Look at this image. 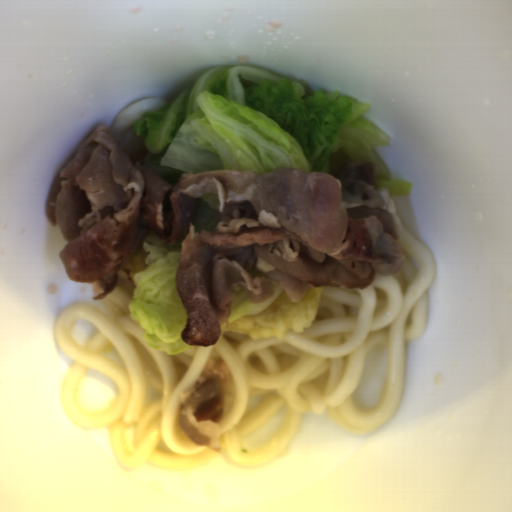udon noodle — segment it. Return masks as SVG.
<instances>
[{
  "mask_svg": "<svg viewBox=\"0 0 512 512\" xmlns=\"http://www.w3.org/2000/svg\"><path fill=\"white\" fill-rule=\"evenodd\" d=\"M165 105L166 101L158 98L143 99L131 104L118 114L109 129L123 144L128 156L148 155L145 138L139 137L134 132V123L145 111L157 110Z\"/></svg>",
  "mask_w": 512,
  "mask_h": 512,
  "instance_id": "a0691cae",
  "label": "udon noodle"
},
{
  "mask_svg": "<svg viewBox=\"0 0 512 512\" xmlns=\"http://www.w3.org/2000/svg\"><path fill=\"white\" fill-rule=\"evenodd\" d=\"M398 241L405 258L394 275L375 274L366 288L321 287L316 315L302 332L291 329L283 338L254 339L221 329L213 345H194L177 355L146 345V329L129 309L134 275L146 266L141 242L122 265L130 283L101 299L108 313L77 302L56 316L53 341L71 360L59 392L62 410L83 429L107 430L115 459L126 470L145 463L161 470H192L213 459L262 465L289 448L306 414H323L354 435L376 432L397 413L407 342L421 337L428 324V290L437 266L432 252L403 228ZM79 319L97 327L85 346L71 335ZM381 345L390 355L384 389L378 405L364 413L351 396L365 356ZM215 355L231 368L219 436L222 454L193 445L177 419L180 395ZM88 369L110 376L118 386L113 404L99 414L81 411L78 403L79 383ZM283 405L285 419L275 436L245 450L243 438Z\"/></svg>",
  "mask_w": 512,
  "mask_h": 512,
  "instance_id": "d5520da0",
  "label": "udon noodle"
},
{
  "mask_svg": "<svg viewBox=\"0 0 512 512\" xmlns=\"http://www.w3.org/2000/svg\"><path fill=\"white\" fill-rule=\"evenodd\" d=\"M272 288H273V295L271 298H269L268 300H266L262 303H259V304L251 303L249 309L247 310V312L245 314H255L258 312L265 311L278 298V296L282 293V291L284 289L274 282L272 283Z\"/></svg>",
  "mask_w": 512,
  "mask_h": 512,
  "instance_id": "8dc81ce9",
  "label": "udon noodle"
}]
</instances>
